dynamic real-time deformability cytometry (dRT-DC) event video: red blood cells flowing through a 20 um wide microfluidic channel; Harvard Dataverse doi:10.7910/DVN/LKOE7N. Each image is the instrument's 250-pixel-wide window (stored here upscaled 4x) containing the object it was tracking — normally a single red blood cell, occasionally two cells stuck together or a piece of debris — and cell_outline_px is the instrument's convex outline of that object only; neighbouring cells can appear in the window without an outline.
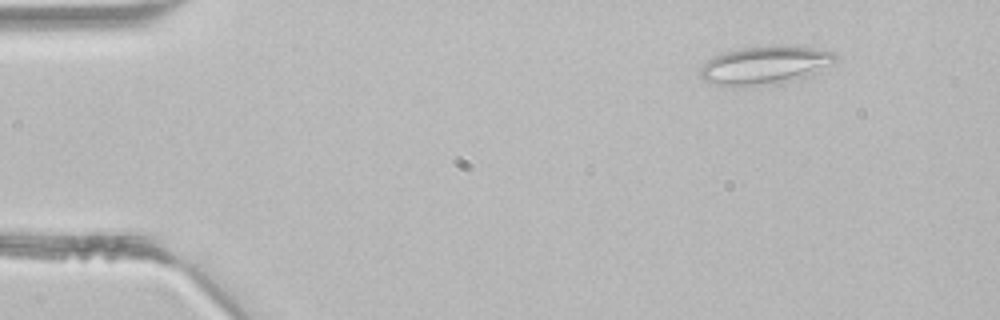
{"species": "common noctule bat (a hibernating species)", "species_latin": "Nyctalus noctula", "temperature_condition": "room temperature", "stored_images_in_passage": 4, "camera_frame_rate_fps": 3000, "um_per_image_px": 0.085, "animal": {"sex": "male", "body_mass_g": 21.5, "forearm_length_mm": 52.0}, "frame": {"image": 1, "passage_image": 4, "time_ms": 1.0, "image_size_px": [1000, 320], "cell_outline_px": [[836, 60], [808, 76], [780, 84], [744, 88], [724, 88], [712, 84], [704, 80], [700, 76], [700, 68], [708, 60], [724, 52], [740, 48], [776, 44], [784, 44], [812, 48], [836, 52]], "centroid_in_image_um": [64.97, 5.57], "position_along_channel_um": 20.0, "area_um2": 31.04}}